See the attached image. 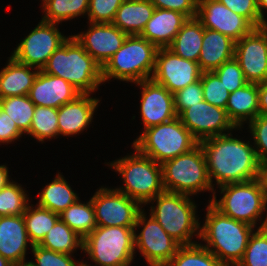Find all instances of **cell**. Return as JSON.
Segmentation results:
<instances>
[{
  "mask_svg": "<svg viewBox=\"0 0 267 266\" xmlns=\"http://www.w3.org/2000/svg\"><path fill=\"white\" fill-rule=\"evenodd\" d=\"M89 96L90 94H81L74 101L58 108L59 135H76L89 126L100 102Z\"/></svg>",
  "mask_w": 267,
  "mask_h": 266,
  "instance_id": "7402d4cb",
  "label": "cell"
},
{
  "mask_svg": "<svg viewBox=\"0 0 267 266\" xmlns=\"http://www.w3.org/2000/svg\"><path fill=\"white\" fill-rule=\"evenodd\" d=\"M201 74L198 62L179 57L169 48H158L151 79L172 94L198 81Z\"/></svg>",
  "mask_w": 267,
  "mask_h": 266,
  "instance_id": "5bb4252c",
  "label": "cell"
},
{
  "mask_svg": "<svg viewBox=\"0 0 267 266\" xmlns=\"http://www.w3.org/2000/svg\"><path fill=\"white\" fill-rule=\"evenodd\" d=\"M213 72L223 82V85L229 93L234 92L248 83L244 77L243 70L235 58L224 62Z\"/></svg>",
  "mask_w": 267,
  "mask_h": 266,
  "instance_id": "ab89813d",
  "label": "cell"
},
{
  "mask_svg": "<svg viewBox=\"0 0 267 266\" xmlns=\"http://www.w3.org/2000/svg\"><path fill=\"white\" fill-rule=\"evenodd\" d=\"M124 0H89L88 20L93 23H112Z\"/></svg>",
  "mask_w": 267,
  "mask_h": 266,
  "instance_id": "b9f144b4",
  "label": "cell"
},
{
  "mask_svg": "<svg viewBox=\"0 0 267 266\" xmlns=\"http://www.w3.org/2000/svg\"><path fill=\"white\" fill-rule=\"evenodd\" d=\"M203 98L209 104L226 109L229 91L214 72H202Z\"/></svg>",
  "mask_w": 267,
  "mask_h": 266,
  "instance_id": "f35d334b",
  "label": "cell"
},
{
  "mask_svg": "<svg viewBox=\"0 0 267 266\" xmlns=\"http://www.w3.org/2000/svg\"><path fill=\"white\" fill-rule=\"evenodd\" d=\"M236 266H267V227L251 234L242 259Z\"/></svg>",
  "mask_w": 267,
  "mask_h": 266,
  "instance_id": "74e56055",
  "label": "cell"
},
{
  "mask_svg": "<svg viewBox=\"0 0 267 266\" xmlns=\"http://www.w3.org/2000/svg\"><path fill=\"white\" fill-rule=\"evenodd\" d=\"M38 194L40 196L37 205L56 214H61L79 199L78 195L72 191L70 184L59 173Z\"/></svg>",
  "mask_w": 267,
  "mask_h": 266,
  "instance_id": "f1b7e54d",
  "label": "cell"
},
{
  "mask_svg": "<svg viewBox=\"0 0 267 266\" xmlns=\"http://www.w3.org/2000/svg\"><path fill=\"white\" fill-rule=\"evenodd\" d=\"M57 25L41 20L11 56L19 63L42 70L49 57L69 38L61 34Z\"/></svg>",
  "mask_w": 267,
  "mask_h": 266,
  "instance_id": "8fae6325",
  "label": "cell"
},
{
  "mask_svg": "<svg viewBox=\"0 0 267 266\" xmlns=\"http://www.w3.org/2000/svg\"><path fill=\"white\" fill-rule=\"evenodd\" d=\"M59 218L82 239L97 227L95 210L91 199L86 204L81 203L78 199L59 214Z\"/></svg>",
  "mask_w": 267,
  "mask_h": 266,
  "instance_id": "4dcf8cb0",
  "label": "cell"
},
{
  "mask_svg": "<svg viewBox=\"0 0 267 266\" xmlns=\"http://www.w3.org/2000/svg\"><path fill=\"white\" fill-rule=\"evenodd\" d=\"M248 123L254 139L256 155L261 163L267 160V116L257 115Z\"/></svg>",
  "mask_w": 267,
  "mask_h": 266,
  "instance_id": "ee69618b",
  "label": "cell"
},
{
  "mask_svg": "<svg viewBox=\"0 0 267 266\" xmlns=\"http://www.w3.org/2000/svg\"><path fill=\"white\" fill-rule=\"evenodd\" d=\"M197 18L204 28L218 31L235 42L255 28L245 17L217 0H198Z\"/></svg>",
  "mask_w": 267,
  "mask_h": 266,
  "instance_id": "e0dca14e",
  "label": "cell"
},
{
  "mask_svg": "<svg viewBox=\"0 0 267 266\" xmlns=\"http://www.w3.org/2000/svg\"><path fill=\"white\" fill-rule=\"evenodd\" d=\"M146 218L142 210L134 227H143L138 235L135 230V249H139L149 266H165L176 254L180 244L151 215L148 220Z\"/></svg>",
  "mask_w": 267,
  "mask_h": 266,
  "instance_id": "4fadbf2b",
  "label": "cell"
},
{
  "mask_svg": "<svg viewBox=\"0 0 267 266\" xmlns=\"http://www.w3.org/2000/svg\"><path fill=\"white\" fill-rule=\"evenodd\" d=\"M27 134L33 136L39 142H44V139L57 137L59 135L58 109L35 106L32 123Z\"/></svg>",
  "mask_w": 267,
  "mask_h": 266,
  "instance_id": "d590c367",
  "label": "cell"
},
{
  "mask_svg": "<svg viewBox=\"0 0 267 266\" xmlns=\"http://www.w3.org/2000/svg\"><path fill=\"white\" fill-rule=\"evenodd\" d=\"M223 196L216 200L215 192L209 201L225 216L256 227L267 209L265 187L260 178L219 187ZM262 214V215H261Z\"/></svg>",
  "mask_w": 267,
  "mask_h": 266,
  "instance_id": "30bf717a",
  "label": "cell"
},
{
  "mask_svg": "<svg viewBox=\"0 0 267 266\" xmlns=\"http://www.w3.org/2000/svg\"><path fill=\"white\" fill-rule=\"evenodd\" d=\"M152 201H156L157 206L150 207V215L168 235L180 245L197 243L192 242V237L193 234L200 237V223L196 218V205L188 195L164 191L148 203Z\"/></svg>",
  "mask_w": 267,
  "mask_h": 266,
  "instance_id": "8992f818",
  "label": "cell"
},
{
  "mask_svg": "<svg viewBox=\"0 0 267 266\" xmlns=\"http://www.w3.org/2000/svg\"><path fill=\"white\" fill-rule=\"evenodd\" d=\"M109 165L122 175L124 181L125 186L116 190L138 201L141 206L165 191L161 164L140 154L136 149L134 154Z\"/></svg>",
  "mask_w": 267,
  "mask_h": 266,
  "instance_id": "5b68a950",
  "label": "cell"
},
{
  "mask_svg": "<svg viewBox=\"0 0 267 266\" xmlns=\"http://www.w3.org/2000/svg\"><path fill=\"white\" fill-rule=\"evenodd\" d=\"M0 266H13V264L0 255Z\"/></svg>",
  "mask_w": 267,
  "mask_h": 266,
  "instance_id": "f5cc1de1",
  "label": "cell"
},
{
  "mask_svg": "<svg viewBox=\"0 0 267 266\" xmlns=\"http://www.w3.org/2000/svg\"><path fill=\"white\" fill-rule=\"evenodd\" d=\"M136 84L142 88L140 110L144 129L178 117L173 94L167 88L152 79L136 82Z\"/></svg>",
  "mask_w": 267,
  "mask_h": 266,
  "instance_id": "d6986e66",
  "label": "cell"
},
{
  "mask_svg": "<svg viewBox=\"0 0 267 266\" xmlns=\"http://www.w3.org/2000/svg\"><path fill=\"white\" fill-rule=\"evenodd\" d=\"M19 63L12 56L6 67L0 71V99L10 96L28 95L39 70Z\"/></svg>",
  "mask_w": 267,
  "mask_h": 266,
  "instance_id": "d4e9b609",
  "label": "cell"
},
{
  "mask_svg": "<svg viewBox=\"0 0 267 266\" xmlns=\"http://www.w3.org/2000/svg\"><path fill=\"white\" fill-rule=\"evenodd\" d=\"M257 6L259 11V17L261 20V27L267 26V20L264 18V10H267V0H257Z\"/></svg>",
  "mask_w": 267,
  "mask_h": 266,
  "instance_id": "681fc988",
  "label": "cell"
},
{
  "mask_svg": "<svg viewBox=\"0 0 267 266\" xmlns=\"http://www.w3.org/2000/svg\"><path fill=\"white\" fill-rule=\"evenodd\" d=\"M225 135L199 142L203 149L211 184L213 178L219 187L260 178L261 163L255 148L241 139Z\"/></svg>",
  "mask_w": 267,
  "mask_h": 266,
  "instance_id": "6da1fadb",
  "label": "cell"
},
{
  "mask_svg": "<svg viewBox=\"0 0 267 266\" xmlns=\"http://www.w3.org/2000/svg\"><path fill=\"white\" fill-rule=\"evenodd\" d=\"M13 266H32V264L30 262H25V263L14 264Z\"/></svg>",
  "mask_w": 267,
  "mask_h": 266,
  "instance_id": "11a10c76",
  "label": "cell"
},
{
  "mask_svg": "<svg viewBox=\"0 0 267 266\" xmlns=\"http://www.w3.org/2000/svg\"><path fill=\"white\" fill-rule=\"evenodd\" d=\"M39 245L54 252L72 255L78 247L83 250V239L59 218Z\"/></svg>",
  "mask_w": 267,
  "mask_h": 266,
  "instance_id": "f546056e",
  "label": "cell"
},
{
  "mask_svg": "<svg viewBox=\"0 0 267 266\" xmlns=\"http://www.w3.org/2000/svg\"><path fill=\"white\" fill-rule=\"evenodd\" d=\"M154 10L150 0H124L112 24L128 35H140Z\"/></svg>",
  "mask_w": 267,
  "mask_h": 266,
  "instance_id": "484cf974",
  "label": "cell"
},
{
  "mask_svg": "<svg viewBox=\"0 0 267 266\" xmlns=\"http://www.w3.org/2000/svg\"><path fill=\"white\" fill-rule=\"evenodd\" d=\"M178 117L198 142L225 135L226 130L238 129L229 119L226 109L205 100L190 105Z\"/></svg>",
  "mask_w": 267,
  "mask_h": 266,
  "instance_id": "9a60e30c",
  "label": "cell"
},
{
  "mask_svg": "<svg viewBox=\"0 0 267 266\" xmlns=\"http://www.w3.org/2000/svg\"><path fill=\"white\" fill-rule=\"evenodd\" d=\"M20 184L9 182L0 189V216L23 215L28 205V195Z\"/></svg>",
  "mask_w": 267,
  "mask_h": 266,
  "instance_id": "8d00e7d4",
  "label": "cell"
},
{
  "mask_svg": "<svg viewBox=\"0 0 267 266\" xmlns=\"http://www.w3.org/2000/svg\"><path fill=\"white\" fill-rule=\"evenodd\" d=\"M32 252L36 263L29 261L32 266H81V262L72 259V255L54 252L40 245H33Z\"/></svg>",
  "mask_w": 267,
  "mask_h": 266,
  "instance_id": "60d3db41",
  "label": "cell"
},
{
  "mask_svg": "<svg viewBox=\"0 0 267 266\" xmlns=\"http://www.w3.org/2000/svg\"><path fill=\"white\" fill-rule=\"evenodd\" d=\"M236 14L245 17L255 28L261 27L257 0H217Z\"/></svg>",
  "mask_w": 267,
  "mask_h": 266,
  "instance_id": "f6af8a7d",
  "label": "cell"
},
{
  "mask_svg": "<svg viewBox=\"0 0 267 266\" xmlns=\"http://www.w3.org/2000/svg\"><path fill=\"white\" fill-rule=\"evenodd\" d=\"M10 181L8 169L5 165H0V189L6 186Z\"/></svg>",
  "mask_w": 267,
  "mask_h": 266,
  "instance_id": "f907efd6",
  "label": "cell"
},
{
  "mask_svg": "<svg viewBox=\"0 0 267 266\" xmlns=\"http://www.w3.org/2000/svg\"><path fill=\"white\" fill-rule=\"evenodd\" d=\"M134 227L97 226L83 239V250L97 266H129L135 254Z\"/></svg>",
  "mask_w": 267,
  "mask_h": 266,
  "instance_id": "9c48e42d",
  "label": "cell"
},
{
  "mask_svg": "<svg viewBox=\"0 0 267 266\" xmlns=\"http://www.w3.org/2000/svg\"><path fill=\"white\" fill-rule=\"evenodd\" d=\"M81 266H90V265L82 262Z\"/></svg>",
  "mask_w": 267,
  "mask_h": 266,
  "instance_id": "6f0895ef",
  "label": "cell"
},
{
  "mask_svg": "<svg viewBox=\"0 0 267 266\" xmlns=\"http://www.w3.org/2000/svg\"><path fill=\"white\" fill-rule=\"evenodd\" d=\"M187 20L188 17L180 12L155 8L140 36L157 48H168Z\"/></svg>",
  "mask_w": 267,
  "mask_h": 266,
  "instance_id": "603a6c76",
  "label": "cell"
},
{
  "mask_svg": "<svg viewBox=\"0 0 267 266\" xmlns=\"http://www.w3.org/2000/svg\"><path fill=\"white\" fill-rule=\"evenodd\" d=\"M97 226L135 227L141 204L116 189L99 188L91 198Z\"/></svg>",
  "mask_w": 267,
  "mask_h": 266,
  "instance_id": "7c38bea8",
  "label": "cell"
},
{
  "mask_svg": "<svg viewBox=\"0 0 267 266\" xmlns=\"http://www.w3.org/2000/svg\"><path fill=\"white\" fill-rule=\"evenodd\" d=\"M33 205H27L23 218L25 221L26 231L30 239V246L39 245L48 231L54 226L59 219L56 214L49 209Z\"/></svg>",
  "mask_w": 267,
  "mask_h": 266,
  "instance_id": "1f68e13d",
  "label": "cell"
},
{
  "mask_svg": "<svg viewBox=\"0 0 267 266\" xmlns=\"http://www.w3.org/2000/svg\"><path fill=\"white\" fill-rule=\"evenodd\" d=\"M234 58L248 83L267 81V26L254 28L235 42Z\"/></svg>",
  "mask_w": 267,
  "mask_h": 266,
  "instance_id": "2e32d148",
  "label": "cell"
},
{
  "mask_svg": "<svg viewBox=\"0 0 267 266\" xmlns=\"http://www.w3.org/2000/svg\"><path fill=\"white\" fill-rule=\"evenodd\" d=\"M41 71L66 80L81 94H90L103 83L102 67L72 35L49 57Z\"/></svg>",
  "mask_w": 267,
  "mask_h": 266,
  "instance_id": "3957f363",
  "label": "cell"
},
{
  "mask_svg": "<svg viewBox=\"0 0 267 266\" xmlns=\"http://www.w3.org/2000/svg\"><path fill=\"white\" fill-rule=\"evenodd\" d=\"M261 181L265 187L266 203H267V179H261Z\"/></svg>",
  "mask_w": 267,
  "mask_h": 266,
  "instance_id": "db71d44e",
  "label": "cell"
},
{
  "mask_svg": "<svg viewBox=\"0 0 267 266\" xmlns=\"http://www.w3.org/2000/svg\"><path fill=\"white\" fill-rule=\"evenodd\" d=\"M155 8L180 12L188 18L197 17L198 0H150Z\"/></svg>",
  "mask_w": 267,
  "mask_h": 266,
  "instance_id": "bcb514c9",
  "label": "cell"
},
{
  "mask_svg": "<svg viewBox=\"0 0 267 266\" xmlns=\"http://www.w3.org/2000/svg\"><path fill=\"white\" fill-rule=\"evenodd\" d=\"M30 242L23 215L0 216V255L13 265L25 263Z\"/></svg>",
  "mask_w": 267,
  "mask_h": 266,
  "instance_id": "44dd1931",
  "label": "cell"
},
{
  "mask_svg": "<svg viewBox=\"0 0 267 266\" xmlns=\"http://www.w3.org/2000/svg\"><path fill=\"white\" fill-rule=\"evenodd\" d=\"M262 224L259 226V228L267 227V215L264 221L261 222Z\"/></svg>",
  "mask_w": 267,
  "mask_h": 266,
  "instance_id": "9f6ffc18",
  "label": "cell"
},
{
  "mask_svg": "<svg viewBox=\"0 0 267 266\" xmlns=\"http://www.w3.org/2000/svg\"><path fill=\"white\" fill-rule=\"evenodd\" d=\"M226 111L229 119L239 129L245 121L250 122L259 115L258 84L247 83L230 93Z\"/></svg>",
  "mask_w": 267,
  "mask_h": 266,
  "instance_id": "4316f807",
  "label": "cell"
},
{
  "mask_svg": "<svg viewBox=\"0 0 267 266\" xmlns=\"http://www.w3.org/2000/svg\"><path fill=\"white\" fill-rule=\"evenodd\" d=\"M89 0H46L42 21L58 24L88 14Z\"/></svg>",
  "mask_w": 267,
  "mask_h": 266,
  "instance_id": "d6a6232c",
  "label": "cell"
},
{
  "mask_svg": "<svg viewBox=\"0 0 267 266\" xmlns=\"http://www.w3.org/2000/svg\"><path fill=\"white\" fill-rule=\"evenodd\" d=\"M199 142L182 124L179 117L149 127L133 142V148L155 162H163L187 153Z\"/></svg>",
  "mask_w": 267,
  "mask_h": 266,
  "instance_id": "52a82bcc",
  "label": "cell"
},
{
  "mask_svg": "<svg viewBox=\"0 0 267 266\" xmlns=\"http://www.w3.org/2000/svg\"><path fill=\"white\" fill-rule=\"evenodd\" d=\"M23 133L7 113L0 108V143H11L21 137Z\"/></svg>",
  "mask_w": 267,
  "mask_h": 266,
  "instance_id": "7dc6e473",
  "label": "cell"
},
{
  "mask_svg": "<svg viewBox=\"0 0 267 266\" xmlns=\"http://www.w3.org/2000/svg\"><path fill=\"white\" fill-rule=\"evenodd\" d=\"M173 97L175 111L177 116H179L190 105H195L204 100L201 79L178 90L173 94Z\"/></svg>",
  "mask_w": 267,
  "mask_h": 266,
  "instance_id": "7bdbcfd3",
  "label": "cell"
},
{
  "mask_svg": "<svg viewBox=\"0 0 267 266\" xmlns=\"http://www.w3.org/2000/svg\"><path fill=\"white\" fill-rule=\"evenodd\" d=\"M164 190L192 196L201 191H214L206 158L198 144L191 151L161 164Z\"/></svg>",
  "mask_w": 267,
  "mask_h": 266,
  "instance_id": "ba28073f",
  "label": "cell"
},
{
  "mask_svg": "<svg viewBox=\"0 0 267 266\" xmlns=\"http://www.w3.org/2000/svg\"><path fill=\"white\" fill-rule=\"evenodd\" d=\"M87 32L73 35L85 51L103 67L123 45L128 34L112 23H93Z\"/></svg>",
  "mask_w": 267,
  "mask_h": 266,
  "instance_id": "ac0fdd59",
  "label": "cell"
},
{
  "mask_svg": "<svg viewBox=\"0 0 267 266\" xmlns=\"http://www.w3.org/2000/svg\"><path fill=\"white\" fill-rule=\"evenodd\" d=\"M158 48L140 35H128L123 45L102 67V79L141 82L152 78ZM151 73V74H150Z\"/></svg>",
  "mask_w": 267,
  "mask_h": 266,
  "instance_id": "277c9868",
  "label": "cell"
},
{
  "mask_svg": "<svg viewBox=\"0 0 267 266\" xmlns=\"http://www.w3.org/2000/svg\"><path fill=\"white\" fill-rule=\"evenodd\" d=\"M165 266H225L200 243L180 245L176 254Z\"/></svg>",
  "mask_w": 267,
  "mask_h": 266,
  "instance_id": "836d02e7",
  "label": "cell"
},
{
  "mask_svg": "<svg viewBox=\"0 0 267 266\" xmlns=\"http://www.w3.org/2000/svg\"><path fill=\"white\" fill-rule=\"evenodd\" d=\"M200 237L205 248L225 266H236L242 259L255 227L225 216L210 202Z\"/></svg>",
  "mask_w": 267,
  "mask_h": 266,
  "instance_id": "7a4b0ae2",
  "label": "cell"
},
{
  "mask_svg": "<svg viewBox=\"0 0 267 266\" xmlns=\"http://www.w3.org/2000/svg\"><path fill=\"white\" fill-rule=\"evenodd\" d=\"M260 179H267V160L261 162Z\"/></svg>",
  "mask_w": 267,
  "mask_h": 266,
  "instance_id": "816d5d0a",
  "label": "cell"
},
{
  "mask_svg": "<svg viewBox=\"0 0 267 266\" xmlns=\"http://www.w3.org/2000/svg\"><path fill=\"white\" fill-rule=\"evenodd\" d=\"M235 41L218 31L204 28L198 64L202 72H213L234 58Z\"/></svg>",
  "mask_w": 267,
  "mask_h": 266,
  "instance_id": "cb8c5ba5",
  "label": "cell"
},
{
  "mask_svg": "<svg viewBox=\"0 0 267 266\" xmlns=\"http://www.w3.org/2000/svg\"><path fill=\"white\" fill-rule=\"evenodd\" d=\"M0 108L8 114L22 133H28L32 123L35 104L28 95L0 99Z\"/></svg>",
  "mask_w": 267,
  "mask_h": 266,
  "instance_id": "e575fe53",
  "label": "cell"
},
{
  "mask_svg": "<svg viewBox=\"0 0 267 266\" xmlns=\"http://www.w3.org/2000/svg\"><path fill=\"white\" fill-rule=\"evenodd\" d=\"M259 115L267 116V81L258 84Z\"/></svg>",
  "mask_w": 267,
  "mask_h": 266,
  "instance_id": "c3c4849f",
  "label": "cell"
},
{
  "mask_svg": "<svg viewBox=\"0 0 267 266\" xmlns=\"http://www.w3.org/2000/svg\"><path fill=\"white\" fill-rule=\"evenodd\" d=\"M81 93L66 80L39 70L28 97L35 106L58 109L74 101Z\"/></svg>",
  "mask_w": 267,
  "mask_h": 266,
  "instance_id": "ffe728a7",
  "label": "cell"
},
{
  "mask_svg": "<svg viewBox=\"0 0 267 266\" xmlns=\"http://www.w3.org/2000/svg\"><path fill=\"white\" fill-rule=\"evenodd\" d=\"M204 35V27L197 17L188 18L168 47L179 57L198 62Z\"/></svg>",
  "mask_w": 267,
  "mask_h": 266,
  "instance_id": "83f0119b",
  "label": "cell"
}]
</instances>
